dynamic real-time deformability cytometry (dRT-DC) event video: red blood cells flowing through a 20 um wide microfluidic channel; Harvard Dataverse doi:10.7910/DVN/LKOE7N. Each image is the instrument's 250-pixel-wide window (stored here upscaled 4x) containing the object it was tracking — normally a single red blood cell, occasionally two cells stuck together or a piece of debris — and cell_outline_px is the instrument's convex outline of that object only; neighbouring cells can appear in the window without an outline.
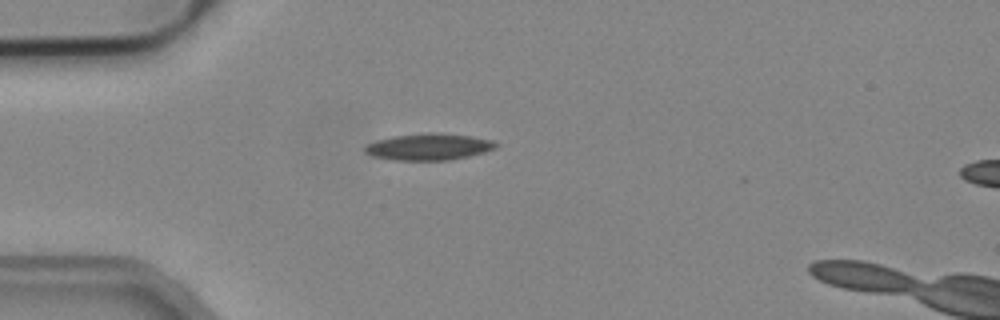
{"species": "common noctule bat (a hibernating species)", "species_latin": "Nyctalus noctula", "temperature_condition": "cold", "stored_images_in_passage": 2, "segment_of_instrument_passage": [1, 2], "camera_frame_rate_fps": 3000, "um_per_image_px": 0.085, "animal": {"sex": "male", "body_mass_g": 19.2, "forearm_length_mm": 51.8}, "frame": {"image": 1, "passage_image": 1, "time_ms": 0.0, "image_size_px": [1000, 320], "cell_outline_px": [[500, 144], [496, 148], [484, 152], [468, 156], [448, 160], [396, 160], [372, 156], [364, 152], [364, 148], [368, 144], [376, 140], [392, 136], [428, 132], [436, 132], [472, 136], [492, 140]], "centroid_in_image_um": [36.46, 12.47], "position_along_channel_um": 48.5, "area_um2": 20.4}}